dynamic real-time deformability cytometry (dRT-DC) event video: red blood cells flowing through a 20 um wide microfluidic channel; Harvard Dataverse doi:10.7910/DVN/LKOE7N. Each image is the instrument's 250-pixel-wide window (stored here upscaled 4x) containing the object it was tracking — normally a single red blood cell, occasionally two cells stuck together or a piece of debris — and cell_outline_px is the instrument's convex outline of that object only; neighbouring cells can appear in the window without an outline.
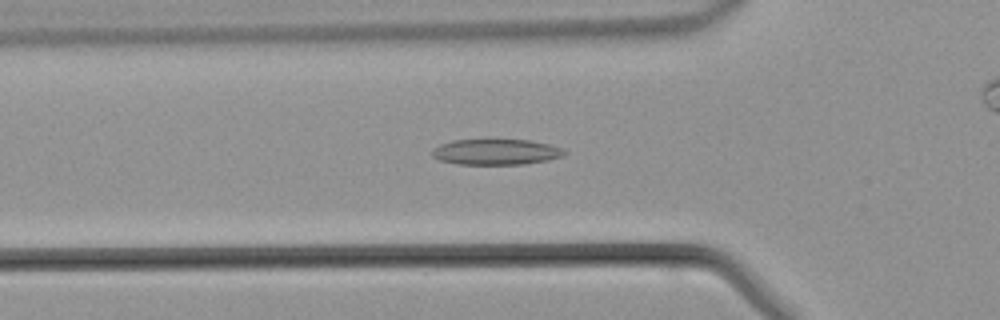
{"species": "common noctule bat (a hibernating species)", "species_latin": "Nyctalus noctula", "temperature_condition": "warm", "stored_images_in_passage": 45, "camera_frame_rate_fps": 3000, "um_per_image_px": 0.085, "animal": {"sex": "male", "body_mass_g": 21.5, "forearm_length_mm": 52.0}, "frame": {"image": 1, "passage_image": 14, "time_ms": 4.333, "image_size_px": [1000, 320], "cell_outline_px": [[568, 152], [564, 156], [548, 160], [524, 164], [456, 164], [440, 160], [432, 156], [432, 148], [440, 144], [452, 140], [488, 136], [532, 140], [564, 148]], "centroid_in_image_um": [42.16, 12.85], "position_along_channel_um": 83.6, "area_um2": 21.1}}
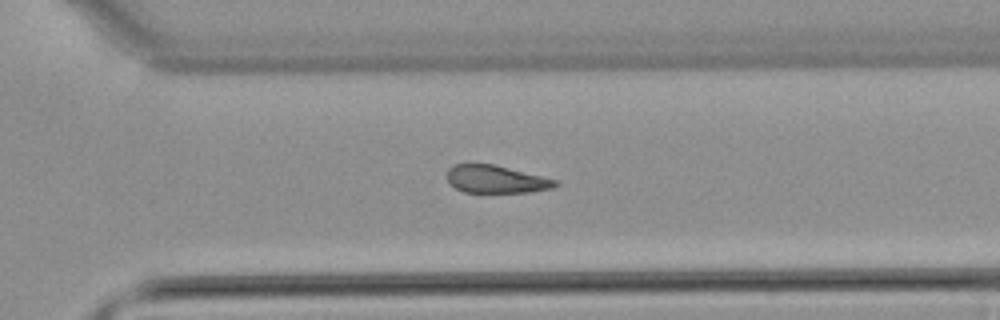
{"frame": {"image": 2, "passage_image": 30, "time_ms": 9.667, "image_size_px": [1000, 320], "cell_outline_px": [[560, 184], [552, 188], [528, 192], [464, 192], [448, 184], [448, 168], [452, 164], [496, 164], [560, 180]], "centroid_in_image_um": [42.2, 15.22], "position_along_channel_um": 328.4, "area_um2": 17.74}}
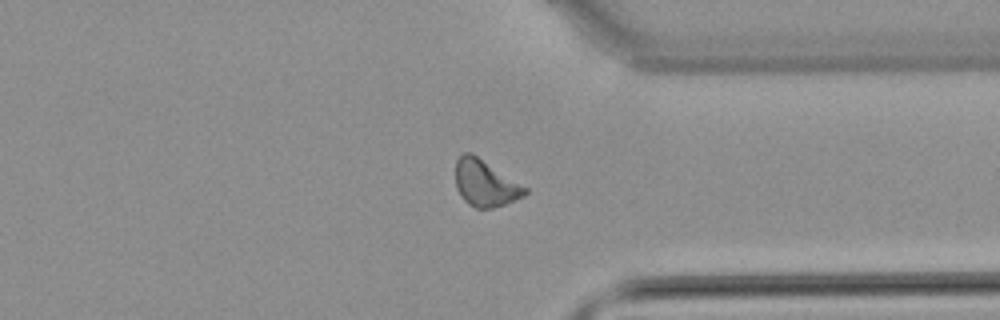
{"frame": {"image": 3, "passage_image": 33, "time_ms": 10.667, "image_size_px": [1000, 320], "cell_outline_px": [[528, 192], [524, 196], [504, 204], [492, 208], [476, 208], [468, 204], [460, 196], [456, 188], [456, 160], [464, 152], [472, 152], [528, 188]], "centroid_in_image_um": [41.24, 15.56], "position_along_channel_um": 370.2, "area_um2": 18.84}}